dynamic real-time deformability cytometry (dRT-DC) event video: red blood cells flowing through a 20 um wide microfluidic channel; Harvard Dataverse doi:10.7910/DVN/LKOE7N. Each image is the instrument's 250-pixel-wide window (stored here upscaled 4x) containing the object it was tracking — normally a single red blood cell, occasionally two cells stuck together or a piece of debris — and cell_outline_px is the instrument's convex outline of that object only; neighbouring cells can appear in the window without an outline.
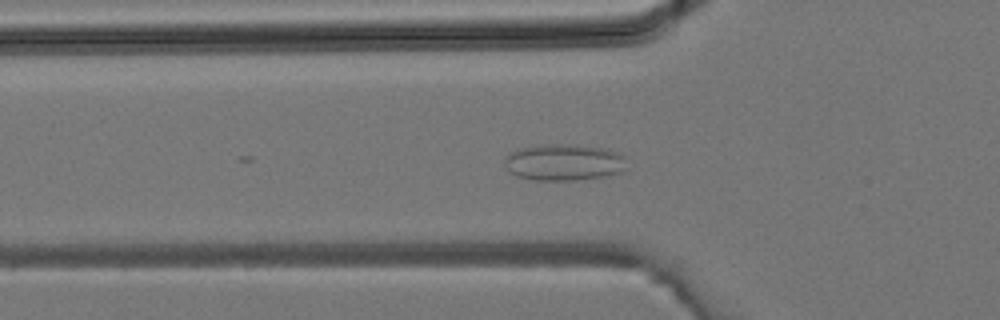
{"species": "common noctule bat (a hibernating species)", "species_latin": "Nyctalus noctula", "temperature_condition": "room temperature", "stored_images_in_passage": 10, "camera_frame_rate_fps": 3000, "um_per_image_px": 0.085, "animal": {"sex": "male", "body_mass_g": 19.2, "forearm_length_mm": 51.8}, "frame": {"image": 1, "passage_image": 8, "time_ms": 2.333, "image_size_px": [1000, 320], "cell_outline_px": [[624, 156], [620, 172], [604, 176], [576, 180], [536, 180], [516, 176], [508, 172], [504, 164], [504, 160], [508, 152], [516, 148], [548, 144], [576, 144], [600, 148], [616, 152]], "centroid_in_image_um": [47.81, 13.79], "position_along_channel_um": 78.0, "area_um2": 25.89}}